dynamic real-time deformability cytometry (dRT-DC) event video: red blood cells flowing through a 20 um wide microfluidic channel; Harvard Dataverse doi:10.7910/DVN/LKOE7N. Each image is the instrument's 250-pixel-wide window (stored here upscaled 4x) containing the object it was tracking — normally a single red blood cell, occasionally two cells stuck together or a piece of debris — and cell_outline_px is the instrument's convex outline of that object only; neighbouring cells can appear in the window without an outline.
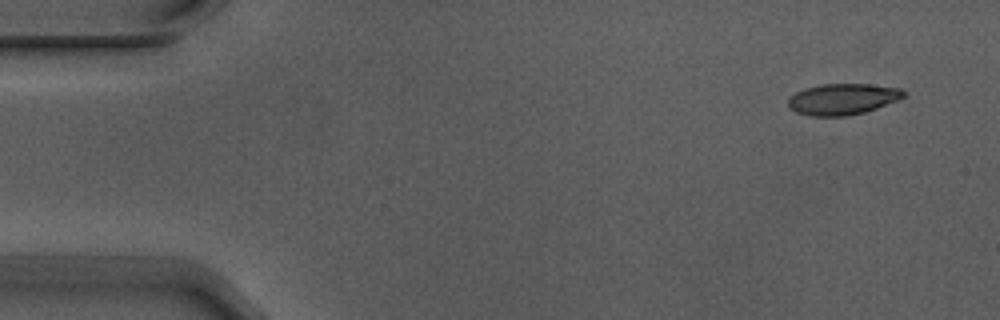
{"species": "Egyptian fruit bat (a non-hibernating species)", "species_latin": "Rousettus aegyptiacus", "temperature_condition": "warm", "stored_images_in_passage": 5, "camera_frame_rate_fps": 3000, "um_per_image_px": 0.085, "animal": {"sex": "male"}, "frame": {"image": 1, "passage_image": 1, "time_ms": 0.0, "image_size_px": [1000, 320], "cell_outline_px": [[904, 96], [900, 100], [864, 112], [844, 116], [808, 116], [796, 112], [788, 104], [788, 96], [804, 88], [820, 84], [868, 84], [900, 88], [904, 92]], "centroid_in_image_um": [71.6, 8.42], "position_along_channel_um": 13.4, "area_um2": 20.98}}
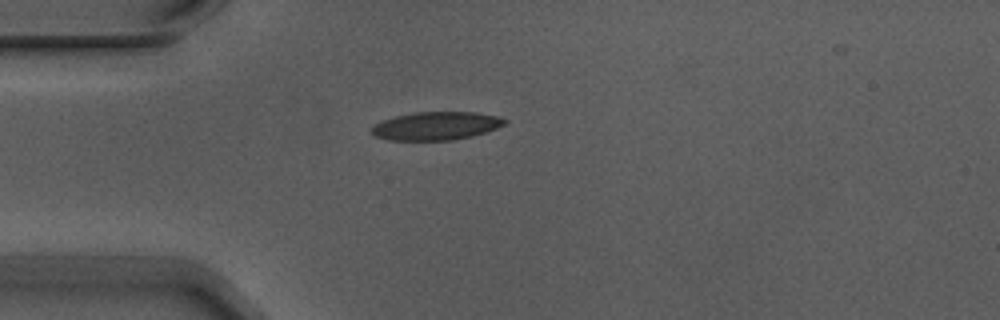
{"frame": {"image": 2, "passage_image": 4, "time_ms": 1.0, "image_size_px": [1000, 320], "cell_outline_px": [[508, 120], [504, 124], [496, 128], [472, 136], [452, 140], [388, 140], [376, 136], [372, 132], [372, 128], [376, 124], [384, 120], [396, 116], [416, 112], [476, 112], [496, 116]], "centroid_in_image_um": [37.08, 10.7], "position_along_channel_um": 47.9, "area_um2": 21.56}}